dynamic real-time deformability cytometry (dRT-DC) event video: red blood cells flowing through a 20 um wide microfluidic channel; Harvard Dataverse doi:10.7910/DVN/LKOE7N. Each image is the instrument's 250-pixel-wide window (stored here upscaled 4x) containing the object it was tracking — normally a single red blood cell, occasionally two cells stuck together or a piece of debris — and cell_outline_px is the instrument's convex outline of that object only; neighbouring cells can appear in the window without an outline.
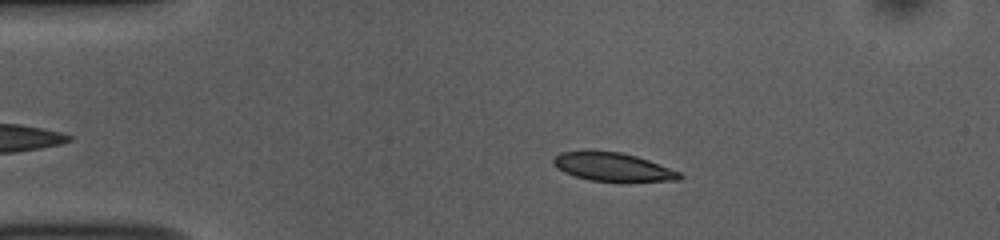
{"species": "common noctule bat (a hibernating species)", "species_latin": "Nyctalus noctula", "temperature_condition": "room temperature", "stored_images_in_passage": 31, "camera_frame_rate_fps": 3000, "um_per_image_px": 0.085, "animal": {"sex": "female", "body_mass_g": 10.0, "forearm_length_mm": 53.1}, "frame": {"image": 1, "passage_image": 10, "time_ms": 3.0, "image_size_px": [1000, 240], "cell_outline_px": [[684, 176], [680, 180], [628, 184], [588, 180], [564, 172], [552, 164], [552, 160], [560, 152], [620, 152], [636, 156], [648, 160], [680, 172]], "centroid_in_image_um": [52.18, 14.26], "position_along_channel_um": 32.8, "area_um2": 21.39}}
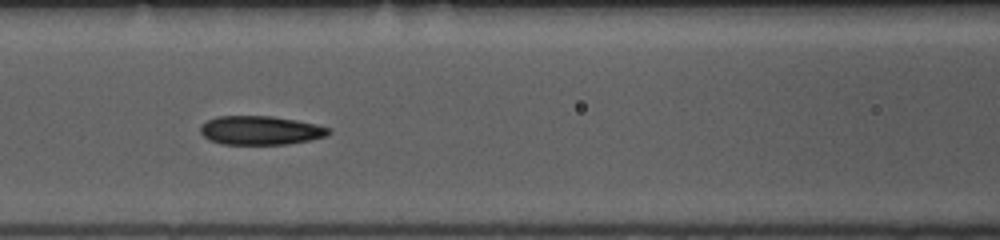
{"frame": {"image": 2, "passage_image": 22, "time_ms": 7.0, "image_size_px": [1000, 240], "cell_outline_px": [[332, 132], [328, 136], [312, 140], [284, 144], [224, 144], [212, 140], [204, 136], [200, 132], [200, 124], [216, 116], [272, 116], [296, 120], [316, 124], [332, 128]], "centroid_in_image_um": [22.19, 11.07], "position_along_channel_um": 144.4, "area_um2": 21.68}}
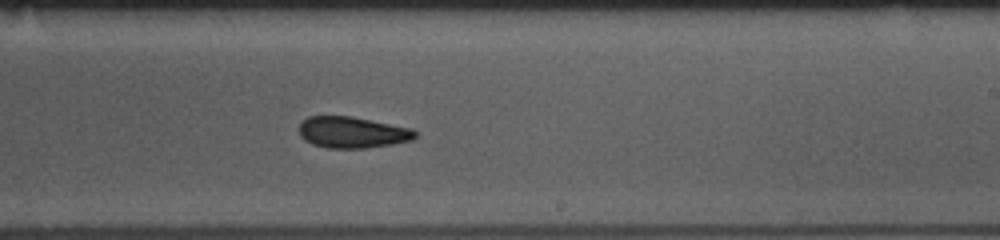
{"frame": {"image": 3, "passage_image": 31, "time_ms": 10.0, "image_size_px": [1000, 240], "cell_outline_px": [[416, 136], [412, 140], [392, 144], [364, 148], [328, 148], [312, 144], [304, 140], [300, 136], [300, 124], [308, 116], [352, 116], [412, 128], [416, 132]], "centroid_in_image_um": [29.95, 11.25], "position_along_channel_um": 259.1, "area_um2": 21.15}}